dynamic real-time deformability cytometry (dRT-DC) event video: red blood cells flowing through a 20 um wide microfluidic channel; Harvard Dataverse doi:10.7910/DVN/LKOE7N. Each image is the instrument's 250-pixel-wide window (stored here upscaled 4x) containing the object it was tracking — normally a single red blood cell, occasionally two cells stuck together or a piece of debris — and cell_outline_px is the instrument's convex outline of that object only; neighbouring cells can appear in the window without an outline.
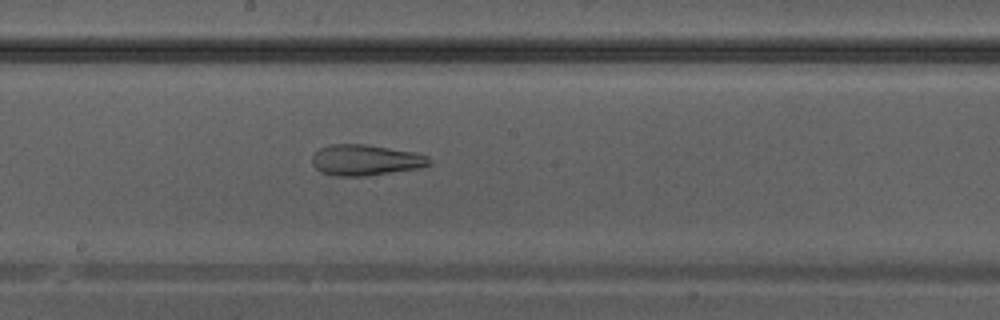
{"species": "Egyptian fruit bat (a non-hibernating species)", "species_latin": "Rousettus aegyptiacus", "temperature_condition": "warm", "stored_images_in_passage": 42, "camera_frame_rate_fps": 3000, "um_per_image_px": 0.085, "animal": {"sex": "male"}, "frame": {"image": 1, "passage_image": 24, "time_ms": 7.667, "image_size_px": [1000, 320], "cell_outline_px": [[432, 164], [420, 168], [364, 176], [336, 176], [320, 172], [312, 164], [312, 156], [320, 148], [332, 144], [364, 144], [412, 152], [428, 156], [432, 160]], "centroid_in_image_um": [31.07, 13.61], "position_along_channel_um": 217.1, "area_um2": 20.98}}